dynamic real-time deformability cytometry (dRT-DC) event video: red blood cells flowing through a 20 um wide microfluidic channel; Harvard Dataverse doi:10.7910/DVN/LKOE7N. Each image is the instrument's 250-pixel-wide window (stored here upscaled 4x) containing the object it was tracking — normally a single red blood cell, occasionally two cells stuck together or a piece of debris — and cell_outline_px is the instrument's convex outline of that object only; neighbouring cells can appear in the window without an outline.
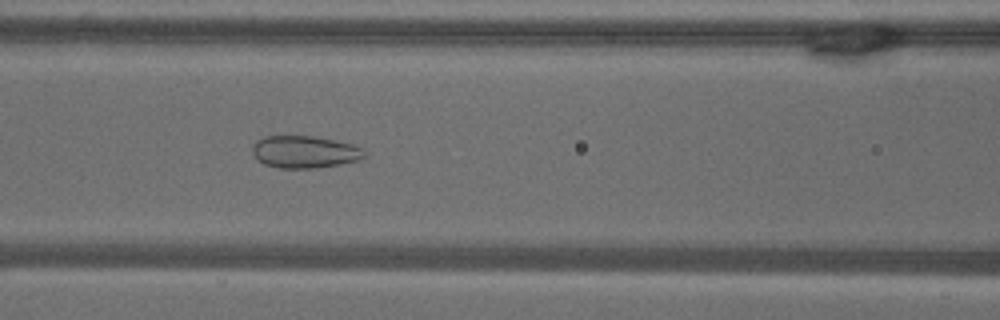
{"species": "common noctule bat (a hibernating species)", "species_latin": "Nyctalus noctula", "temperature_condition": "warm", "stored_images_in_passage": 53, "camera_frame_rate_fps": 3000, "um_per_image_px": 0.085, "animal": {"sex": "male", "body_mass_g": 18.8}, "frame": {"image": 1, "passage_image": 23, "time_ms": 7.333, "image_size_px": [1000, 320], "cell_outline_px": [[368, 156], [360, 160], [340, 164], [316, 168], [280, 168], [264, 164], [256, 160], [252, 152], [252, 144], [256, 140], [264, 136], [312, 136], [336, 140], [352, 144], [364, 148]], "centroid_in_image_um": [25.91, 12.91], "position_along_channel_um": 140.7, "area_um2": 21.44}}
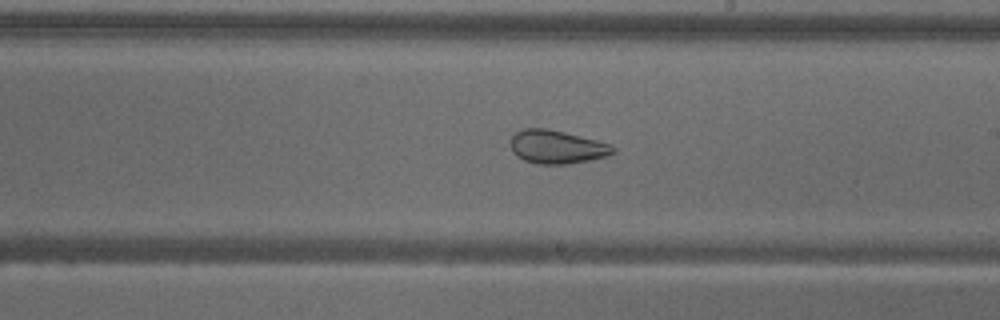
{"frame": {"image": 2, "passage_image": 31, "time_ms": 10.0, "image_size_px": [1000, 320], "cell_outline_px": [[616, 152], [608, 156], [568, 164], [540, 164], [524, 160], [516, 156], [512, 152], [512, 136], [516, 132], [524, 128], [544, 128], [564, 132], [612, 144], [616, 148]], "centroid_in_image_um": [47.36, 12.49], "position_along_channel_um": 241.6, "area_um2": 19.88}}
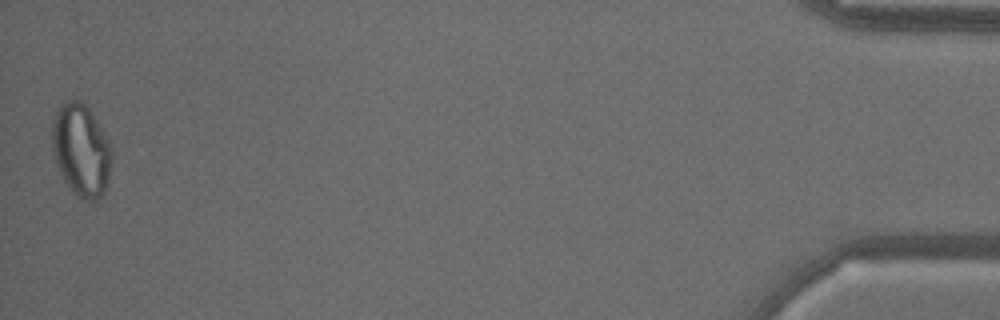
{"frame": {"image": 3, "passage_image": 53, "time_ms": 17.333, "image_size_px": [1000, 320], "cell_outline_px": [[112, 160], [108, 180], [104, 192], [96, 200], [80, 200], [68, 188], [56, 164], [52, 152], [52, 120], [60, 104], [68, 100], [80, 100], [92, 112], [108, 140], [112, 152]], "centroid_in_image_um": [6.88, 12.77], "position_along_channel_um": 428.3, "area_um2": 32.37}, "authors_computed_cell_mechanics": {"area_um2": 27.744, "velocity_mm_per_s": 3.7973, "shape_relaxation_time_tau1_ms": null, "shape_relaxation_time_tau2_ms": 1.2229, "deformation_change_tau1": null, "deformation_change_tau2": 0.0837}}